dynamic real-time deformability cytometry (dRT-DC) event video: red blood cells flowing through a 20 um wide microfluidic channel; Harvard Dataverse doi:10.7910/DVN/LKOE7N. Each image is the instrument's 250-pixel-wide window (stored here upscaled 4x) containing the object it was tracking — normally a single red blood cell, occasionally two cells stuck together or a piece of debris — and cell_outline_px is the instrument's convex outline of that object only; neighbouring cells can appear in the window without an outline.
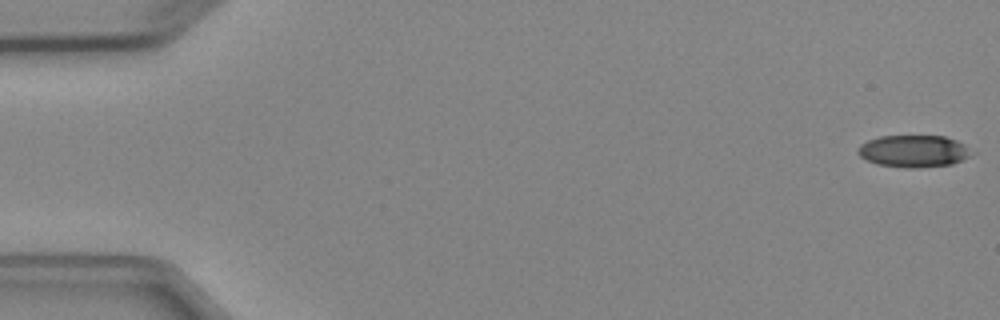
{"species": "Egyptian fruit bat (a non-hibernating species)", "species_latin": "Rousettus aegyptiacus", "temperature_condition": "cold", "stored_images_in_passage": 5, "camera_frame_rate_fps": 3000, "um_per_image_px": 0.085, "animal": {"sex": "female"}, "frame": {"image": 1, "passage_image": 1, "time_ms": 0.0, "image_size_px": [1000, 320], "cell_outline_px": [[976, 152], [972, 156], [952, 164], [916, 168], [904, 168], [876, 164], [860, 156], [856, 152], [856, 148], [860, 144], [868, 140], [880, 136], [944, 136], [956, 140], [964, 144]], "centroid_in_image_um": [77.68, 12.85], "position_along_channel_um": 7.3, "area_um2": 21.56}}
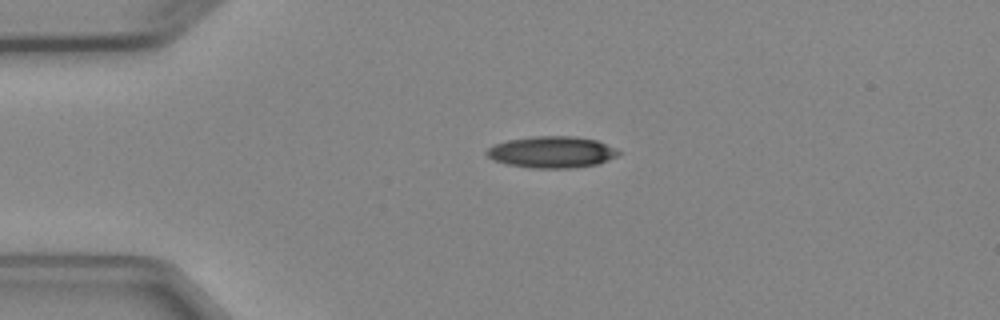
{"frame": {"image": 2, "passage_image": 4, "time_ms": 3.667, "image_size_px": [1000, 320], "cell_outline_px": [[620, 152], [616, 156], [608, 160], [596, 164], [572, 168], [528, 168], [508, 164], [496, 160], [488, 156], [484, 152], [488, 148], [496, 144], [508, 140], [532, 136], [572, 136], [596, 140]], "centroid_in_image_um": [46.87, 12.93], "position_along_channel_um": 38.1, "area_um2": 23.87}}